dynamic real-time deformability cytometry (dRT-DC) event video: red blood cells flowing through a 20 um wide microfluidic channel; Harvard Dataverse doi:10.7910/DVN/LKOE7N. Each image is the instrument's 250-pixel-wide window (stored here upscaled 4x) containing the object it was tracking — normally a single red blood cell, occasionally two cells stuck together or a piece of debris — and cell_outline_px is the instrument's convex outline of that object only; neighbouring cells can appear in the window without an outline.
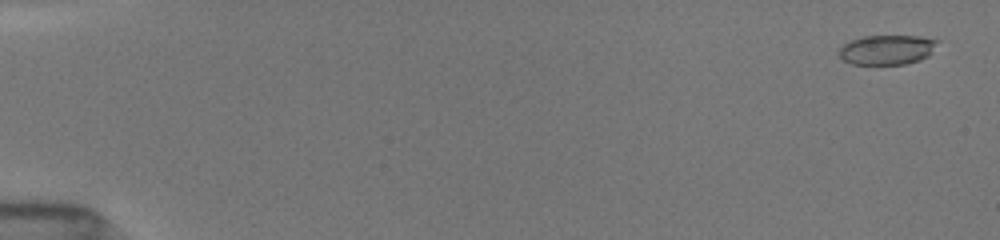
{"species": "common noctule bat (a hibernating species)", "species_latin": "Nyctalus noctula", "temperature_condition": "room temperature", "stored_images_in_passage": 9, "camera_frame_rate_fps": 3000, "um_per_image_px": 0.085, "animal": {"sex": "female", "body_mass_g": 19.5, "forearm_length_mm": 54.1}, "frame": {"image": 1, "passage_image": 1, "time_ms": 0.0, "image_size_px": [1000, 240], "cell_outline_px": [[940, 40], [928, 56], [920, 60], [904, 64], [852, 64], [844, 60], [840, 56], [840, 48], [848, 40], [864, 36], [920, 36]], "centroid_in_image_um": [75.4, 4.22], "position_along_channel_um": 9.6, "area_um2": 16.99}}
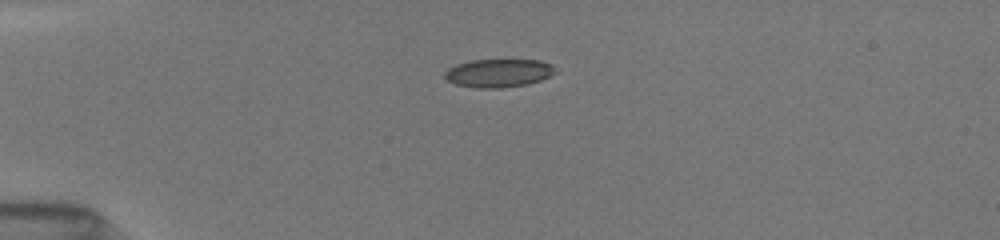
{"frame": {"image": 2, "passage_image": 6, "time_ms": 4.0, "image_size_px": [1000, 240], "cell_outline_px": [[556, 72], [540, 80], [528, 84], [500, 88], [476, 88], [456, 84], [448, 80], [444, 76], [444, 72], [448, 68], [456, 64], [472, 60], [540, 60], [552, 64]], "centroid_in_image_um": [42.36, 6.21], "position_along_channel_um": 42.6, "area_um2": 18.15}}
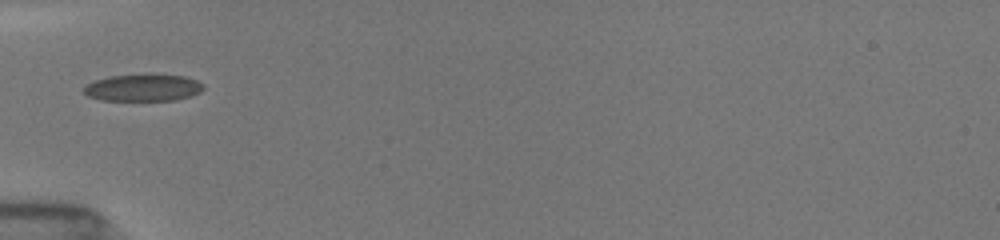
{"frame": {"image": 3, "passage_image": 8, "time_ms": 5.667, "image_size_px": [1000, 240], "cell_outline_px": [[204, 88], [200, 92], [192, 96], [176, 100], [100, 100], [88, 96], [84, 92], [84, 88], [88, 84], [96, 80], [108, 76], [144, 72], [184, 76], [196, 80], [204, 84]], "centroid_in_image_um": [12.2, 7.42], "position_along_channel_um": 72.8, "area_um2": 19.36}}